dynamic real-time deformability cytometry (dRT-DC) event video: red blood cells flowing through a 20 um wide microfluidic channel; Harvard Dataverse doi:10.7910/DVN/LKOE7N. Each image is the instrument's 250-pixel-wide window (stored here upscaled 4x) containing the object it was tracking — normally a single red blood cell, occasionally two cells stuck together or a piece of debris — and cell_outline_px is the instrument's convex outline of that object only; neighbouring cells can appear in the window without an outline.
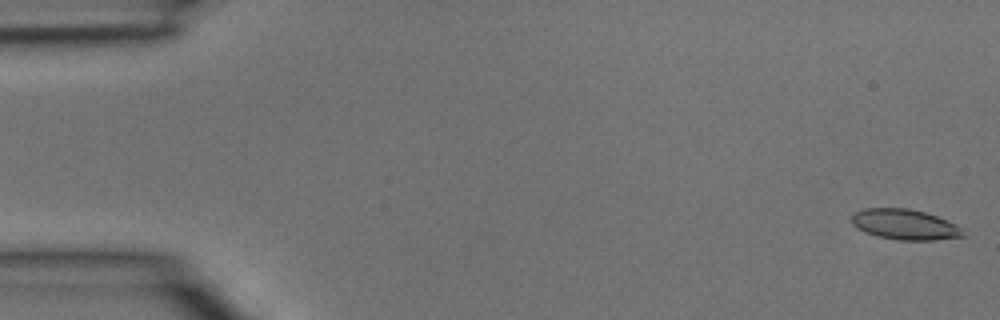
{"species": "common noctule bat (a hibernating species)", "species_latin": "Nyctalus noctula", "temperature_condition": "room temperature", "stored_images_in_passage": 5, "camera_frame_rate_fps": 3000, "um_per_image_px": 0.085, "animal": {"sex": "male", "body_mass_g": 15.6}, "frame": {"image": 1, "passage_image": 1, "time_ms": 0.0, "image_size_px": [1000, 320], "cell_outline_px": [[968, 236], [932, 240], [900, 240], [876, 236], [864, 232], [856, 228], [852, 224], [852, 212], [864, 208], [908, 208], [924, 212], [936, 216], [960, 228]], "centroid_in_image_um": [76.85, 19.08], "position_along_channel_um": 8.2, "area_um2": 19.71}}